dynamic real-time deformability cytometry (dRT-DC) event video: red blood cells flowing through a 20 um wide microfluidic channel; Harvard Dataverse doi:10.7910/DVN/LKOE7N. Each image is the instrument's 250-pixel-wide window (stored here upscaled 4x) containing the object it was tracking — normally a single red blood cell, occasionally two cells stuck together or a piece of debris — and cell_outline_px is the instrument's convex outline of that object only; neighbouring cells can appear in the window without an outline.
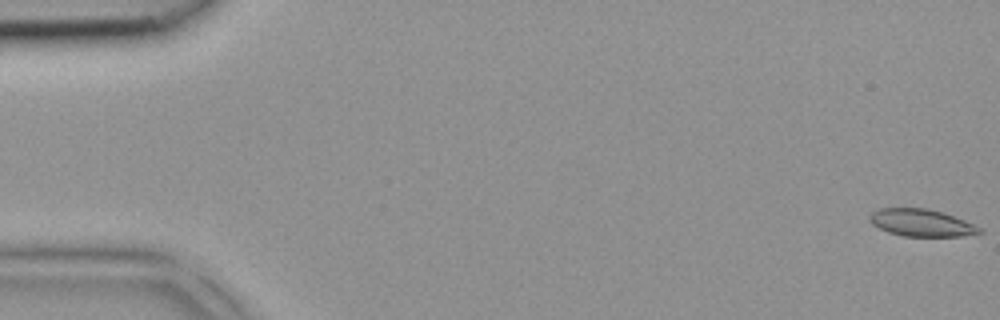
{"species": "common noctule bat (a hibernating species)", "species_latin": "Nyctalus noctula", "temperature_condition": "room temperature", "stored_images_in_passage": 2, "camera_frame_rate_fps": 3000, "um_per_image_px": 0.085, "animal": {"sex": "female", "body_mass_g": 18.4}, "frame": {"image": 1, "passage_image": 1, "time_ms": 0.0, "image_size_px": [1000, 320], "cell_outline_px": [[984, 232], [960, 236], [904, 236], [888, 232], [872, 224], [872, 212], [880, 208], [924, 208], [940, 212], [964, 220], [980, 228]], "centroid_in_image_um": [78.32, 18.94], "position_along_channel_um": 6.7, "area_um2": 16.94}}